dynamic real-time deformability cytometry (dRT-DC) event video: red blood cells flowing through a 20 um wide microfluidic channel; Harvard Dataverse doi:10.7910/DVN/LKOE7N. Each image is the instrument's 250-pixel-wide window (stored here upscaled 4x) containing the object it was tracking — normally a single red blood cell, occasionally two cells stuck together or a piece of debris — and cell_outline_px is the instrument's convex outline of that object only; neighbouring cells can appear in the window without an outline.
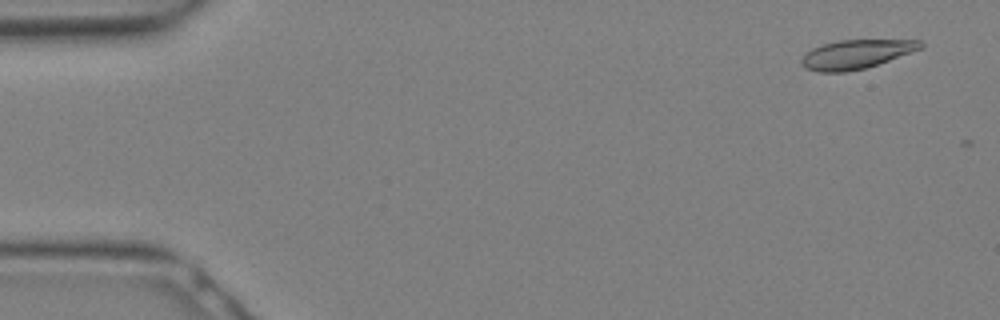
{"species": "Egyptian fruit bat (a non-hibernating species)", "species_latin": "Rousettus aegyptiacus", "temperature_condition": "warm", "stored_images_in_passage": 8, "camera_frame_rate_fps": 3000, "um_per_image_px": 0.085, "animal": {"sex": "female"}, "frame": {"image": 1, "passage_image": 2, "time_ms": 0.333, "image_size_px": [1000, 320], "cell_outline_px": [[924, 44], [920, 48], [888, 60], [864, 68], [844, 72], [816, 72], [804, 68], [800, 64], [800, 60], [812, 48], [820, 44], [840, 40], [920, 40]], "centroid_in_image_um": [72.68, 4.61], "position_along_channel_um": 12.3, "area_um2": 19.83}}